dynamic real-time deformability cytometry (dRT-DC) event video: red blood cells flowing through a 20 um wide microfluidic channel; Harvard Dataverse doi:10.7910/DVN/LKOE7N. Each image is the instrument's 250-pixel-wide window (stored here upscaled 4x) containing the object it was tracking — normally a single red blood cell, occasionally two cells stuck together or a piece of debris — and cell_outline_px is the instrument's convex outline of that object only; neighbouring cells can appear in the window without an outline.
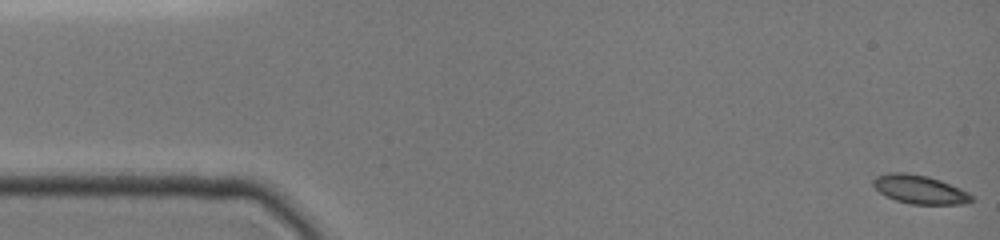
{"species": "common noctule bat (a hibernating species)", "species_latin": "Nyctalus noctula", "temperature_condition": "cold", "stored_images_in_passage": 18, "camera_frame_rate_fps": 3000, "um_per_image_px": 0.085, "animal": {"sex": "female", "body_mass_g": 19.0, "forearm_length_mm": 51.5}, "frame": {"image": 1, "passage_image": 1, "time_ms": 0.0, "image_size_px": [1000, 240], "cell_outline_px": [[976, 200], [964, 204], [912, 204], [896, 200], [880, 192], [872, 184], [872, 180], [876, 176], [888, 172], [904, 172], [928, 176], [940, 180], [960, 188], [968, 192]], "centroid_in_image_um": [78.19, 16.09], "position_along_channel_um": 6.8, "area_um2": 16.42}}
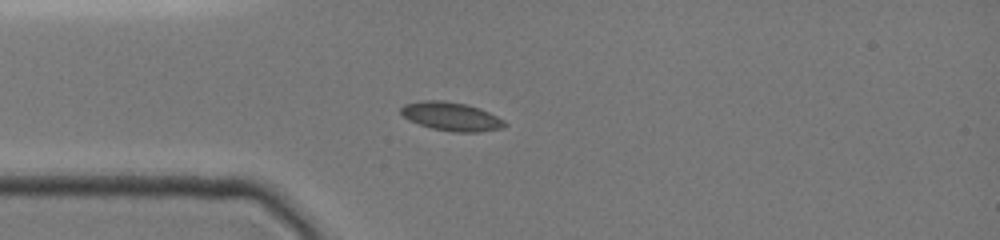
{"frame": {"image": 2, "passage_image": 13, "time_ms": 4.0, "image_size_px": [1000, 240], "cell_outline_px": [[508, 124], [504, 128], [480, 132], [456, 132], [432, 128], [408, 120], [400, 112], [400, 108], [404, 104], [420, 100], [444, 100], [464, 104], [480, 108], [504, 120]], "centroid_in_image_um": [38.36, 9.89], "position_along_channel_um": 46.6, "area_um2": 17.34}}
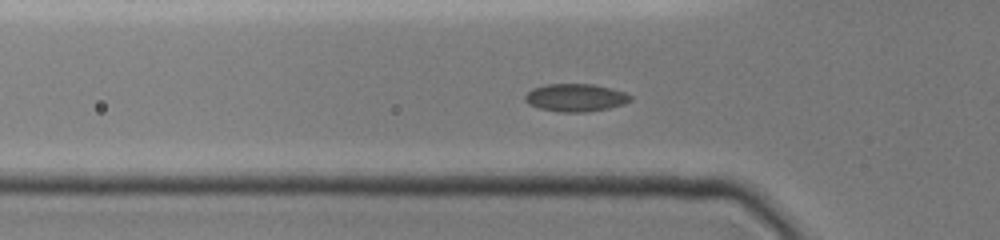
{"frame": {"image": 3, "passage_image": 16, "time_ms": 5.0, "image_size_px": [1000, 240], "cell_outline_px": [[632, 100], [624, 104], [608, 108], [584, 112], [556, 112], [540, 108], [528, 104], [524, 100], [524, 96], [532, 88], [548, 84], [592, 84], [624, 92], [632, 96]], "centroid_in_image_um": [48.9, 8.3], "position_along_channel_um": 76.9, "area_um2": 16.99}}